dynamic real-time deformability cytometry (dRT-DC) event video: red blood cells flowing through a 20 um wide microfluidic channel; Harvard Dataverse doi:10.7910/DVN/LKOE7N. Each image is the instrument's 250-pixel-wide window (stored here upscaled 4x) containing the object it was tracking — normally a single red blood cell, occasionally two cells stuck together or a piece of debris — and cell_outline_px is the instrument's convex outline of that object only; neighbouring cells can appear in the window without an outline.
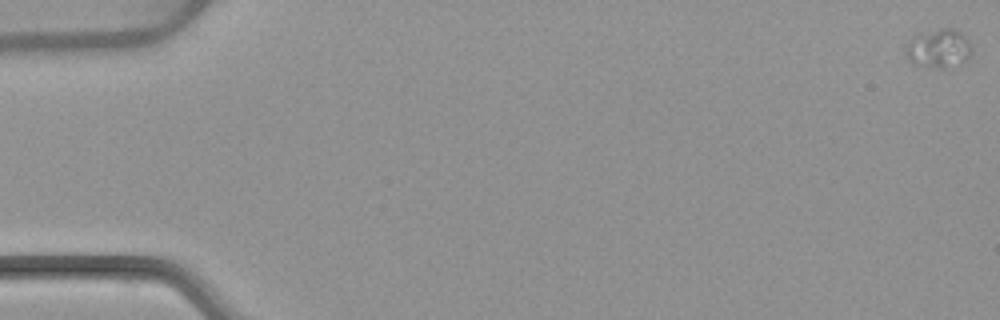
{"species": "common noctule bat (a hibernating species)", "species_latin": "Nyctalus noctula", "temperature_condition": "warm", "stored_images_in_passage": 54, "camera_frame_rate_fps": 3000, "um_per_image_px": 0.085, "animal": {"sex": "female", "body_mass_g": 22.7, "forearm_length_mm": 54.2}, "frame": {"image": 1, "passage_image": 1, "time_ms": 0.0, "image_size_px": [1000, 320], "cell_outline_px": [[972, 52], [964, 64], [948, 68], [940, 68], [912, 64], [908, 60], [908, 40], [912, 36], [940, 28], [952, 28], [960, 32], [968, 40], [972, 48]], "centroid_in_image_um": [79.83, 4.14], "position_along_channel_um": 5.2, "area_um2": 14.97}}
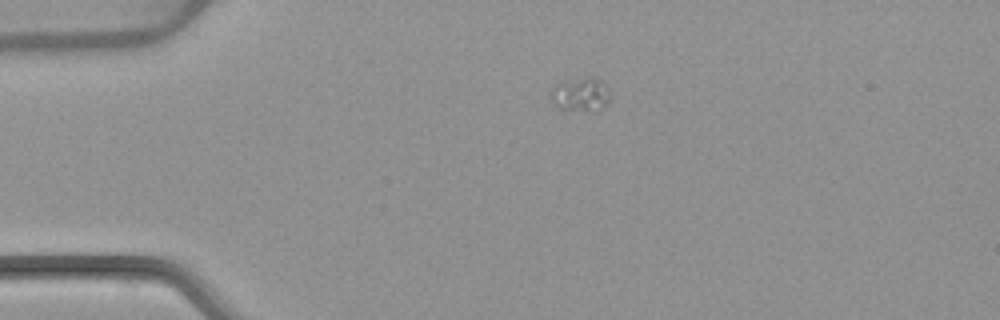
{"frame": {"image": 2, "passage_image": 13, "time_ms": 4.0, "image_size_px": [1000, 320], "cell_outline_px": [[608, 100], [604, 104], [588, 108], [560, 108], [552, 100], [552, 88], [556, 84], [588, 76], [592, 76], [608, 92]], "centroid_in_image_um": [49.27, 7.96], "position_along_channel_um": 35.7, "area_um2": 10.17}}
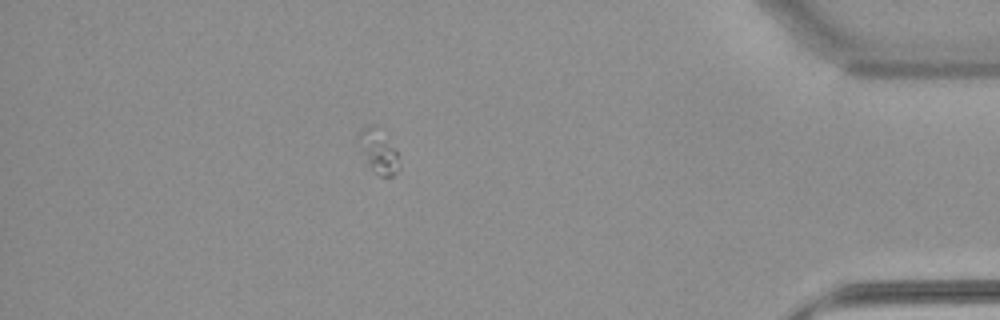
{"frame": {"image": 3, "passage_image": 48, "time_ms": 15.667, "image_size_px": [1000, 320], "cell_outline_px": [[400, 168], [392, 176], [380, 176], [372, 168], [356, 140], [356, 136], [360, 128], [368, 124], [372, 124], [396, 148], [400, 164]], "centroid_in_image_um": [32.16, 12.83], "position_along_channel_um": 403.0, "area_um2": 10.17}}